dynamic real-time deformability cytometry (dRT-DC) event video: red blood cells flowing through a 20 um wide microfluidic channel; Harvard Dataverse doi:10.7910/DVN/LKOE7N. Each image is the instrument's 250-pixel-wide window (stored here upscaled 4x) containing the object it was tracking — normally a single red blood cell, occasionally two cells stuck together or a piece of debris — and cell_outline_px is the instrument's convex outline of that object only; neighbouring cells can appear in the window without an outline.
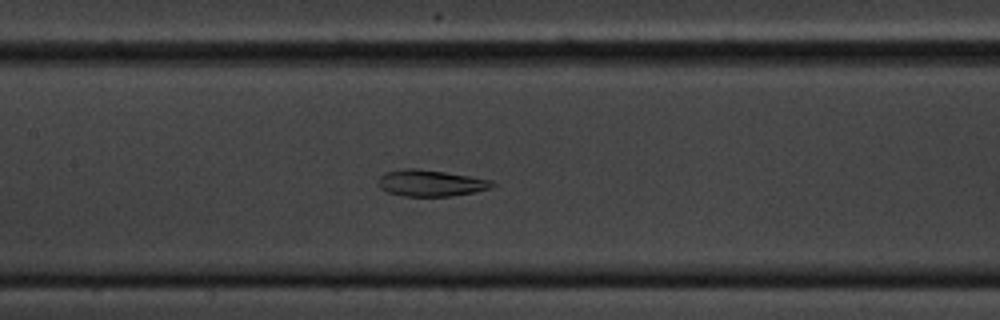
{"species": "common noctule bat (a hibernating species)", "species_latin": "Nyctalus noctula", "temperature_condition": "cold", "stored_images_in_passage": 45, "camera_frame_rate_fps": 3000, "um_per_image_px": 0.085, "animal": {"sex": "male", "body_mass_g": 20.1, "forearm_length_mm": 53.5}, "frame": {"image": 1, "passage_image": 13, "time_ms": 4.0, "image_size_px": [1000, 320], "cell_outline_px": [[496, 184], [492, 188], [452, 196], [404, 196], [388, 192], [380, 188], [376, 180], [384, 172], [404, 168], [416, 168], [444, 172], [492, 180]], "centroid_in_image_um": [36.57, 15.56], "position_along_channel_um": 170.8, "area_um2": 17.57}}
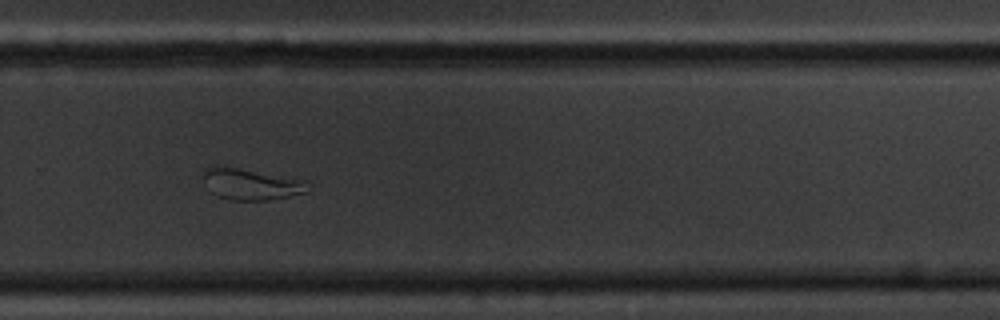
{"frame": {"image": 2, "passage_image": 25, "time_ms": 8.0, "image_size_px": [1000, 320], "cell_outline_px": [[304, 192], [288, 196], [268, 200], [232, 200], [216, 196], [212, 192], [200, 172], [204, 168], [212, 164], [224, 164], [304, 180]], "centroid_in_image_um": [21.17, 15.6], "position_along_channel_um": 308.6, "area_um2": 19.19}}
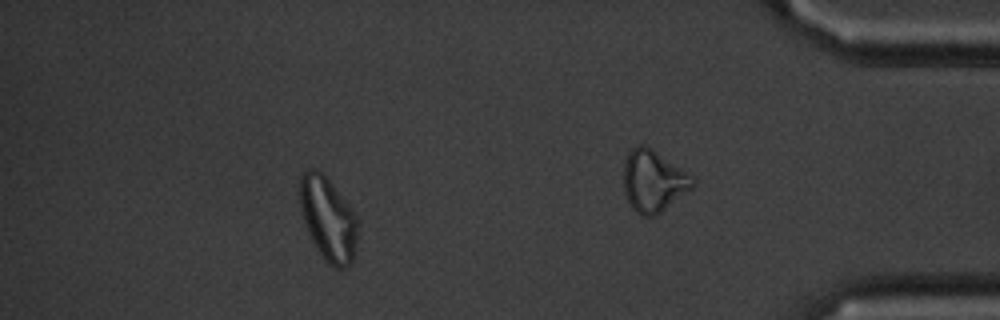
{"frame": {"image": 3, "passage_image": 38, "time_ms": 12.333, "image_size_px": [1000, 320], "cell_outline_px": [[356, 252], [352, 264], [344, 268], [332, 268], [324, 260], [316, 248], [308, 232], [300, 208], [300, 180], [304, 172], [308, 168], [316, 168], [332, 184], [348, 204], [356, 216]], "centroid_in_image_um": [27.89, 18.66], "position_along_channel_um": 407.3, "area_um2": 27.98}, "authors_computed_cell_mechanics": {"area_um2": 20.23, "velocity_mm_per_s": 3.4656, "shape_relaxation_time_tau1_ms": null, "shape_relaxation_time_tau2_ms": 1.6297, "deformation_change_tau1": null, "deformation_change_tau2": 0.0845}}